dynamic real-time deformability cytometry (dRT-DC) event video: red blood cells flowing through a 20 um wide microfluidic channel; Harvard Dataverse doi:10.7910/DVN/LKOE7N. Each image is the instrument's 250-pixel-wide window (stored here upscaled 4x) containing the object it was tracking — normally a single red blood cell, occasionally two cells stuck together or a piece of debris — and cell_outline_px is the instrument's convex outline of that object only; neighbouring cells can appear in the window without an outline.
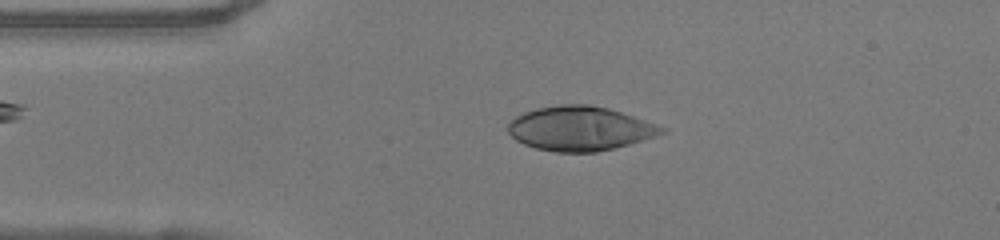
{"species": "human", "species_latin": "Homo sapiens", "temperature_condition": "warm", "stored_images_in_passage": 48, "camera_frame_rate_fps": 3000, "um_per_image_px": 0.085, "donor": {"sex": "female"}, "frame": {"image": 1, "passage_image": 9, "time_ms": 2.667, "image_size_px": [1000, 240], "cell_outline_px": [[668, 132], [644, 140], [596, 152], [556, 152], [536, 148], [524, 144], [516, 140], [508, 132], [508, 124], [516, 116], [524, 112], [536, 108], [560, 104], [588, 104], [608, 108], [668, 128]], "centroid_in_image_um": [49.3, 10.92], "position_along_channel_um": 35.7, "area_um2": 39.59}}
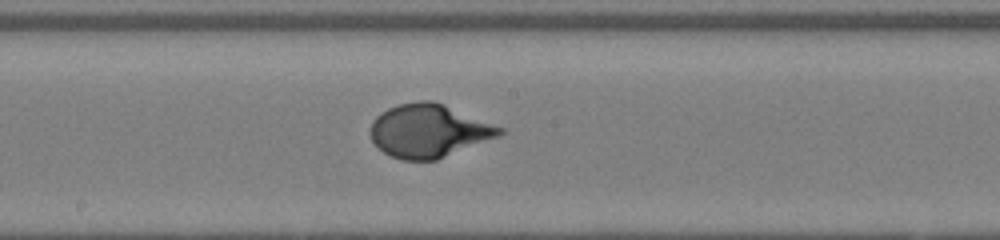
{"frame": {"image": 2, "passage_image": 24, "time_ms": 7.667, "image_size_px": [1000, 240], "cell_outline_px": [[504, 132], [500, 136], [436, 160], [404, 160], [392, 156], [376, 148], [368, 132], [372, 120], [380, 112], [388, 108], [400, 104], [420, 100], [432, 100], [444, 104], [504, 128]], "centroid_in_image_um": [36.41, 11.11], "position_along_channel_um": 211.8, "area_um2": 40.23}}
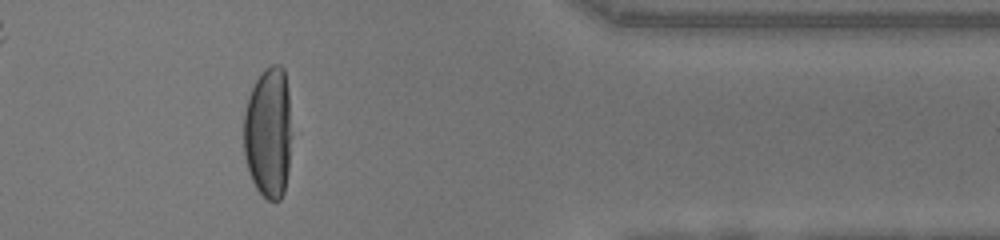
{"frame": {"image": 3, "passage_image": 39, "time_ms": 12.667, "image_size_px": [1000, 240], "cell_outline_px": [[292, 132], [288, 172], [284, 192], [280, 200], [268, 200], [256, 188], [248, 172], [244, 156], [244, 112], [248, 96], [256, 80], [272, 64], [280, 64], [284, 68], [288, 88]], "centroid_in_image_um": [22.83, 11.28], "position_along_channel_um": 388.6, "area_um2": 37.17}}